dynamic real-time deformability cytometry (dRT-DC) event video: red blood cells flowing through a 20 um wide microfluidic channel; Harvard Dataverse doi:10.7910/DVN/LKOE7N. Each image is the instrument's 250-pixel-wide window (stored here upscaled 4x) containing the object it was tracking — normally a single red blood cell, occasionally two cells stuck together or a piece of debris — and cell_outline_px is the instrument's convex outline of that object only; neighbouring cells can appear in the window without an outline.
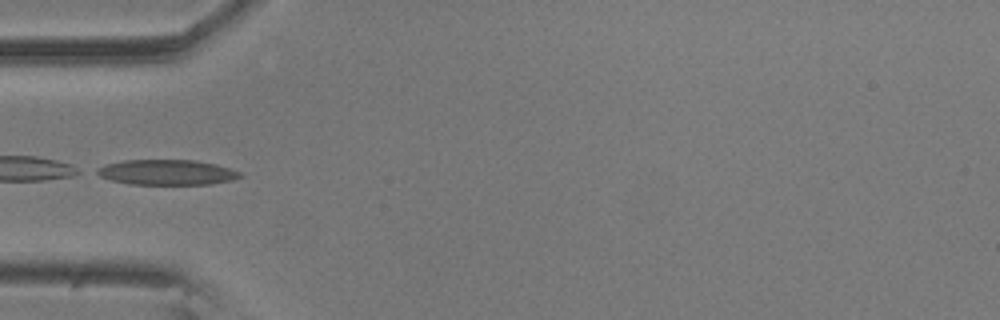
{"species": "common noctule bat (a hibernating species)", "species_latin": "Nyctalus noctula", "temperature_condition": "room temperature", "stored_images_in_passage": 38, "camera_frame_rate_fps": 3000, "um_per_image_px": 0.085, "animal": {"sex": "male", "body_mass_g": 20.5, "forearm_length_mm": 52.5}, "frame": {"image": 1, "passage_image": 1, "time_ms": 0.0, "image_size_px": [1000, 320], "cell_outline_px": [[244, 176], [232, 180], [212, 184], [132, 184], [112, 180], [100, 176], [92, 172], [96, 168], [104, 164], [124, 160], [196, 160], [216, 164], [240, 172]], "centroid_in_image_um": [14.16, 14.64], "position_along_channel_um": 70.8, "area_um2": 21.15}}
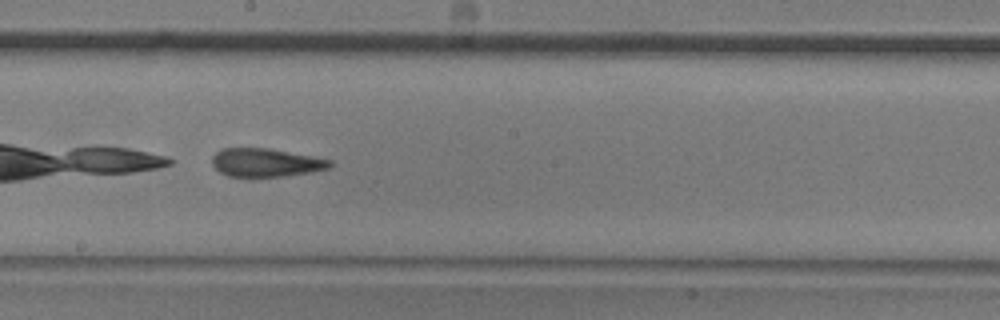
{"frame": {"image": 2, "passage_image": 14, "time_ms": 4.333, "image_size_px": [1000, 320], "cell_outline_px": [[332, 168], [312, 172], [284, 176], [228, 176], [220, 172], [212, 164], [212, 156], [220, 148], [268, 148], [312, 156], [332, 160]], "centroid_in_image_um": [22.61, 13.81], "position_along_channel_um": 225.6, "area_um2": 19.48}}
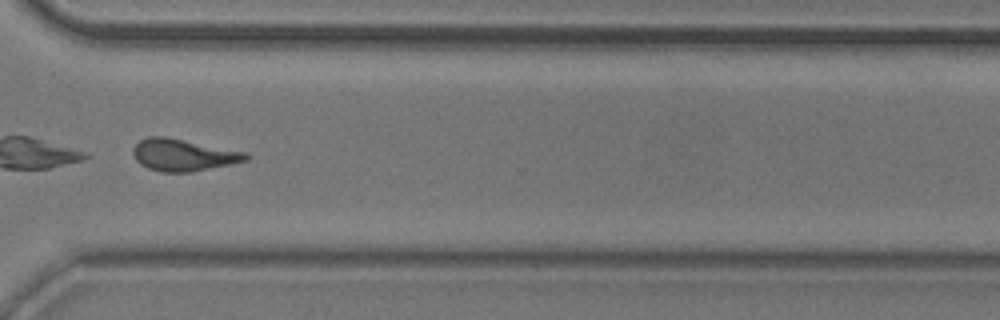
{"frame": {"image": 3, "passage_image": 25, "time_ms": 8.0, "image_size_px": [1000, 320], "cell_outline_px": [[248, 160], [192, 172], [160, 172], [148, 168], [140, 164], [136, 160], [132, 152], [132, 148], [140, 140], [148, 136], [164, 136], [248, 152]], "centroid_in_image_um": [15.56, 13.17], "position_along_channel_um": 355.0, "area_um2": 21.04}}